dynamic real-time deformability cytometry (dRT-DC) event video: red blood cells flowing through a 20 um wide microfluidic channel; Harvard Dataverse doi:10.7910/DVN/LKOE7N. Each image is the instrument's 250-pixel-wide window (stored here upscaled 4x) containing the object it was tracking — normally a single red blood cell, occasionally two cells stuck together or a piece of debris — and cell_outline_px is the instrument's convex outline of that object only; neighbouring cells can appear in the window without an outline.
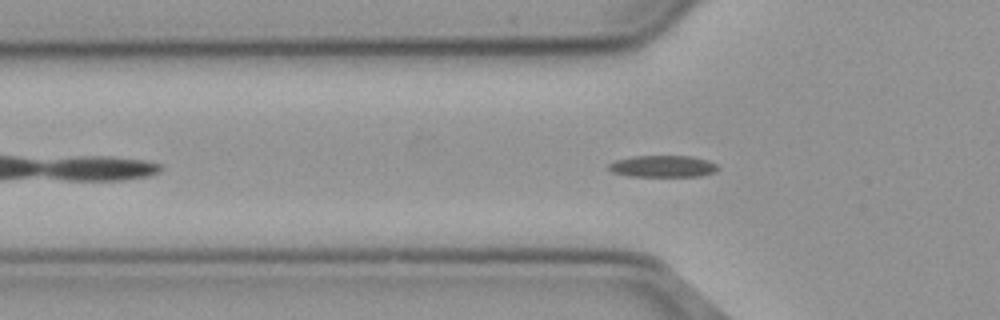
{"species": "common noctule bat (a hibernating species)", "species_latin": "Nyctalus noctula", "temperature_condition": "cold", "stored_images_in_passage": 48, "camera_frame_rate_fps": 3000, "um_per_image_px": 0.085, "animal": {"sex": "male", "body_mass_g": 23.1, "forearm_length_mm": 52.7}, "frame": {"image": 1, "passage_image": 9, "time_ms": 2.667, "image_size_px": [1000, 320], "cell_outline_px": [[716, 168], [712, 172], [700, 176], [628, 176], [612, 172], [608, 168], [608, 164], [616, 160], [632, 156], [692, 156], [708, 160], [716, 164]], "centroid_in_image_um": [56.28, 14.13], "position_along_channel_um": 69.5, "area_um2": 13.7}}
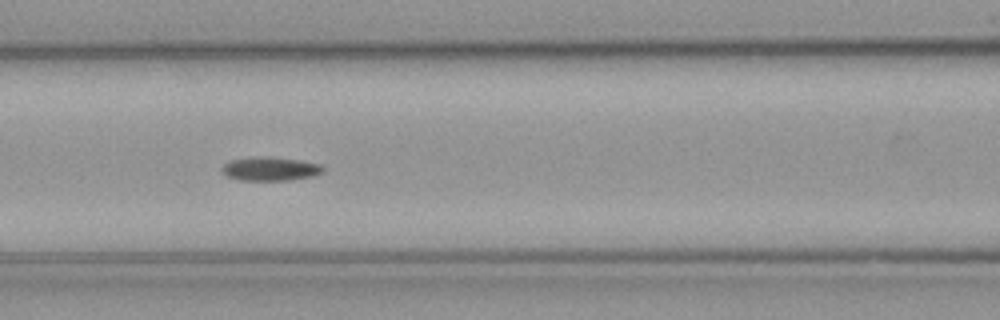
{"frame": {"image": 2, "passage_image": 15, "time_ms": 4.667, "image_size_px": [1000, 320], "cell_outline_px": [[324, 168], [320, 172], [312, 176], [288, 180], [240, 180], [228, 176], [224, 172], [224, 164], [232, 160], [296, 160], [316, 164]], "centroid_in_image_um": [22.99, 14.43], "position_along_channel_um": 143.6, "area_um2": 12.37}}
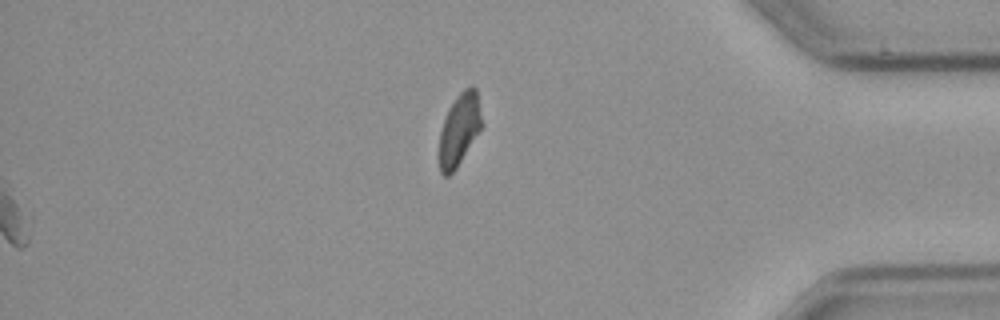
{"frame": {"image": 3, "passage_image": 48, "time_ms": 15.667, "image_size_px": [1000, 320], "cell_outline_px": [[484, 124], [456, 168], [448, 176], [444, 176], [440, 172], [440, 132], [444, 120], [456, 96], [464, 88], [472, 84], [476, 88]], "centroid_in_image_um": [39.08, 10.97], "position_along_channel_um": 396.1, "area_um2": 17.69}, "authors_computed_cell_mechanics": {"area_um2": 13.3229, "velocity_mm_per_s": 3.6651, "shape_relaxation_time_tau1_ms": 5.2285, "shape_relaxation_time_tau2_ms": 6.515, "deformation_change_tau1": 0.14, "deformation_change_tau2": 0.1126}}